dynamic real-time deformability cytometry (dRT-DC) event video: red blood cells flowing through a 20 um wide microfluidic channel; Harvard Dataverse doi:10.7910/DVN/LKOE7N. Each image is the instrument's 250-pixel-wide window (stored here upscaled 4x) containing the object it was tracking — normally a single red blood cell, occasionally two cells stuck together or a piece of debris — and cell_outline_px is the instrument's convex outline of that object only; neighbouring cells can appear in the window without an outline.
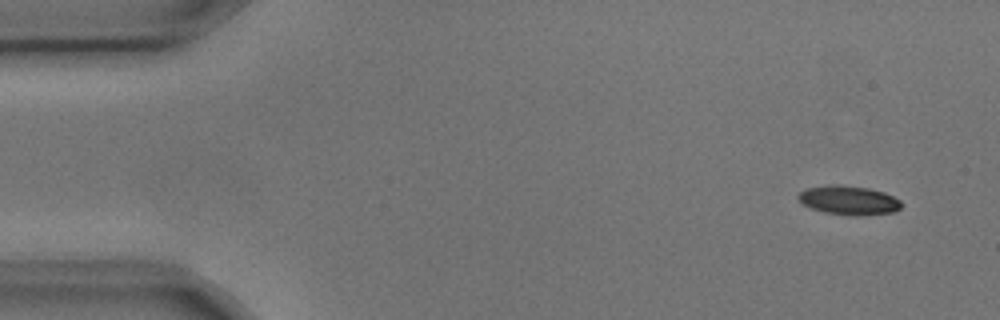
{"species": "common noctule bat (a hibernating species)", "species_latin": "Nyctalus noctula", "temperature_condition": "cold", "stored_images_in_passage": 10, "camera_frame_rate_fps": 3000, "um_per_image_px": 0.085, "animal": {"sex": "male", "body_mass_g": 17.9, "forearm_length_mm": 54.2}, "frame": {"image": 1, "passage_image": 1, "time_ms": 0.0, "image_size_px": [1000, 320], "cell_outline_px": [[900, 208], [896, 212], [860, 216], [852, 216], [824, 212], [812, 208], [804, 204], [796, 196], [804, 188], [832, 184], [840, 184], [868, 188], [884, 192], [900, 200]], "centroid_in_image_um": [72.14, 17.02], "position_along_channel_um": 12.9, "area_um2": 17.57}}
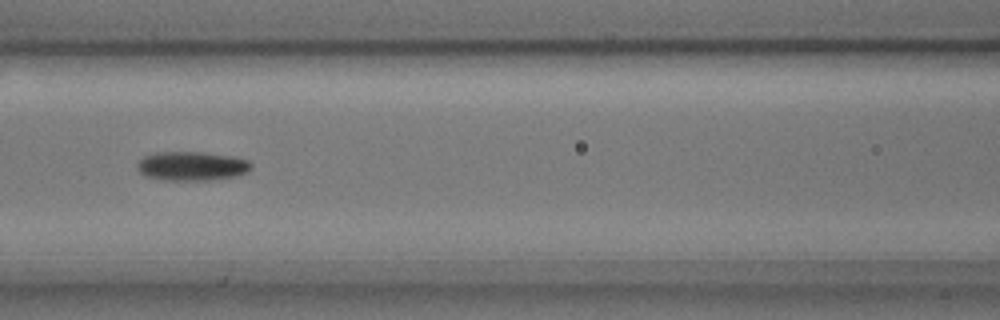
{"frame": {"image": 2, "passage_image": 6, "time_ms": 1.667, "image_size_px": [1000, 320], "cell_outline_px": [[252, 168], [248, 172], [236, 176], [208, 180], [160, 180], [144, 176], [136, 168], [136, 164], [144, 156], [156, 152], [200, 152], [236, 156], [248, 160], [252, 164]], "centroid_in_image_um": [16.3, 14.11], "position_along_channel_um": 150.3, "area_um2": 19.59}}
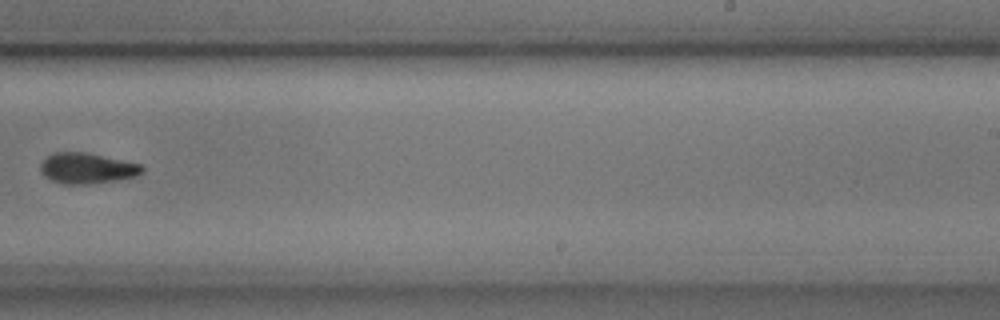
{"frame": {"image": 3, "passage_image": 9, "time_ms": 2.667, "image_size_px": [1000, 320], "cell_outline_px": [[144, 172], [136, 176], [116, 180], [88, 184], [64, 184], [52, 180], [44, 176], [40, 172], [40, 164], [48, 156], [56, 152], [84, 152], [140, 164], [144, 168]], "centroid_in_image_um": [7.38, 14.31], "position_along_channel_um": 281.6, "area_um2": 17.98}}